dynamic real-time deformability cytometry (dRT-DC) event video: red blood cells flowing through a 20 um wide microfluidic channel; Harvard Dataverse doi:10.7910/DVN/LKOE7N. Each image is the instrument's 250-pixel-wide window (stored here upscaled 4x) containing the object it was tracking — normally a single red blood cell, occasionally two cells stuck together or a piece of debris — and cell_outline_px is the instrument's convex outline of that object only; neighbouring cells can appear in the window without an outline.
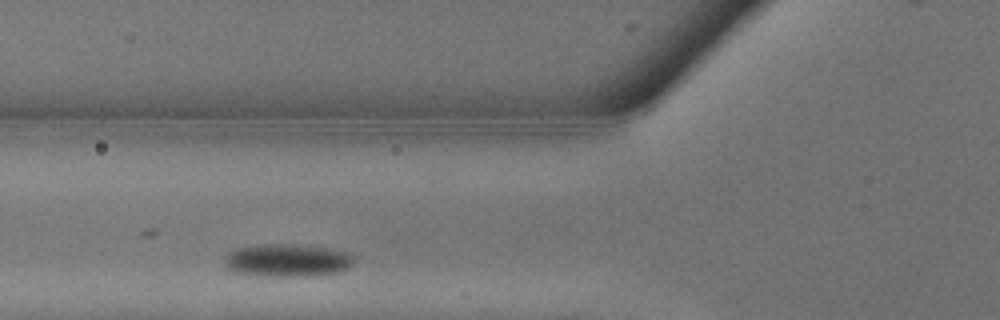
{"species": "common noctule bat (a hibernating species)", "species_latin": "Nyctalus noctula", "temperature_condition": "warm", "stored_images_in_passage": 10, "camera_frame_rate_fps": 3000, "um_per_image_px": 0.085, "animal": {"sex": "male", "body_mass_g": 13.3}, "frame": {"image": 1, "passage_image": 2, "time_ms": 0.333, "image_size_px": [1000, 320], "cell_outline_px": [[352, 264], [348, 268], [340, 272], [312, 276], [264, 276], [232, 272], [224, 268], [224, 256], [228, 252], [240, 248], [268, 244], [288, 244], [332, 248], [352, 252]], "centroid_in_image_um": [24.42, 22.14], "position_along_channel_um": 101.4, "area_um2": 25.03}}
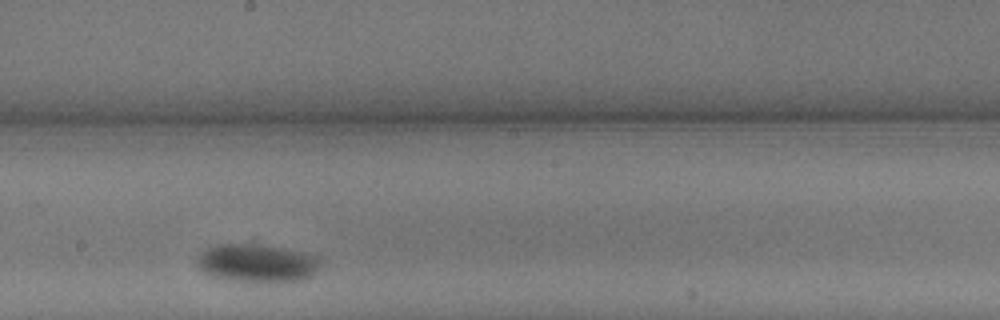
{"frame": {"image": 2, "passage_image": 7, "time_ms": 2.0, "image_size_px": [1000, 320], "cell_outline_px": [[320, 268], [312, 276], [300, 280], [236, 280], [212, 276], [204, 272], [196, 264], [196, 260], [200, 252], [216, 244], [248, 240], [304, 252], [316, 256], [320, 260]], "centroid_in_image_um": [21.82, 22.27], "position_along_channel_um": 226.4, "area_um2": 27.8}}
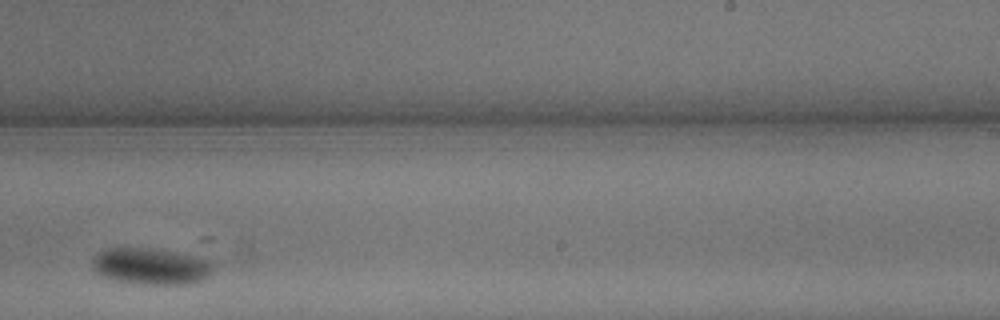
{"frame": {"image": 3, "passage_image": 9, "time_ms": 2.667, "image_size_px": [1000, 320], "cell_outline_px": [[216, 268], [204, 280], [192, 284], [140, 284], [112, 280], [96, 272], [92, 268], [92, 260], [100, 252], [108, 248], [152, 248], [204, 256], [212, 260], [216, 264]], "centroid_in_image_um": [12.95, 22.63], "position_along_channel_um": 276.1, "area_um2": 26.41}}